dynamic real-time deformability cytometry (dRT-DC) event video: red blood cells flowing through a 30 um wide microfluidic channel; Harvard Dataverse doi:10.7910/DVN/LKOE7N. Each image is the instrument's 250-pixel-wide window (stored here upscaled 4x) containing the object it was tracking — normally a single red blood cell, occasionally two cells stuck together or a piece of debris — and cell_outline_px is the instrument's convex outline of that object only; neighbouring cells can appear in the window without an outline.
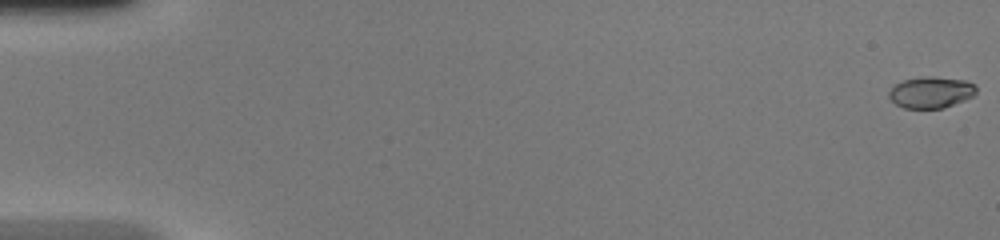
{"species": "common noctule bat (a hibernating species)", "species_latin": "Nyctalus noctula", "temperature_condition": "warm", "stored_images_in_passage": 50, "camera_frame_rate_fps": 3000, "um_per_image_px": 0.085, "animal": {"sex": "female", "body_mass_g": 20.0, "forearm_length_mm": 54.0}, "frame": {"image": 1, "passage_image": 1, "time_ms": 0.0, "image_size_px": [1000, 240], "cell_outline_px": [[976, 92], [972, 96], [964, 100], [944, 108], [904, 108], [896, 104], [888, 96], [888, 92], [896, 84], [904, 80], [920, 76], [932, 76], [964, 80], [976, 84]], "centroid_in_image_um": [79.14, 7.84], "position_along_channel_um": 5.9, "area_um2": 15.95}}
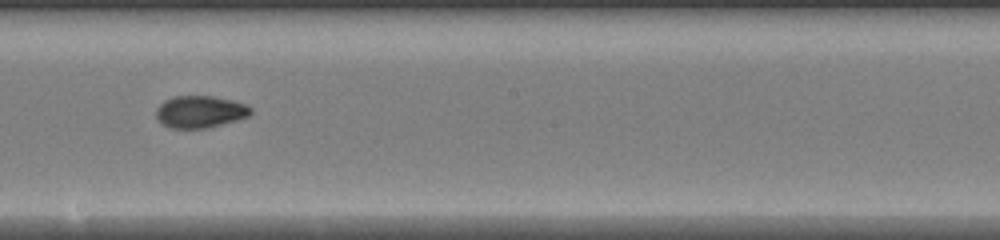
{"frame": {"image": 2, "passage_image": 29, "time_ms": 9.333, "image_size_px": [1000, 240], "cell_outline_px": [[252, 112], [248, 116], [236, 120], [208, 128], [168, 128], [160, 124], [156, 120], [156, 108], [164, 100], [172, 96], [212, 96], [232, 100], [244, 104], [252, 108]], "centroid_in_image_um": [16.95, 9.5], "position_along_channel_um": 231.3, "area_um2": 17.86}}
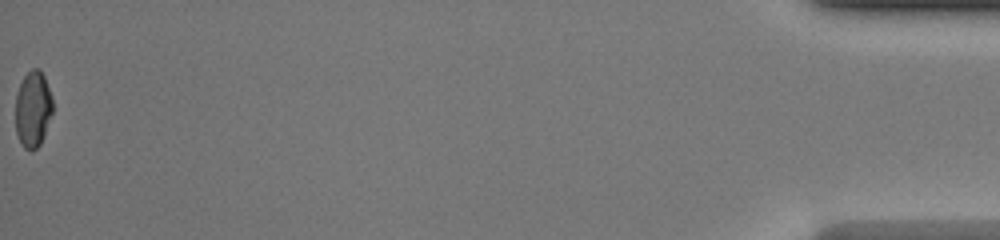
{"frame": {"image": 3, "passage_image": 50, "time_ms": 16.333, "image_size_px": [1000, 240], "cell_outline_px": [[52, 112], [44, 136], [40, 144], [36, 148], [24, 148], [20, 144], [16, 132], [16, 96], [20, 84], [24, 76], [32, 68], [40, 68], [44, 76], [52, 96]], "centroid_in_image_um": [2.8, 9.25], "position_along_channel_um": 432.4, "area_um2": 16.42}, "authors_computed_cell_mechanics": {"area_um2": 17.1377, "velocity_mm_per_s": 4.2729, "shape_relaxation_time_tau1_ms": null, "shape_relaxation_time_tau2_ms": 1.2515, "deformation_change_tau1": null, "deformation_change_tau2": 0.0539}}